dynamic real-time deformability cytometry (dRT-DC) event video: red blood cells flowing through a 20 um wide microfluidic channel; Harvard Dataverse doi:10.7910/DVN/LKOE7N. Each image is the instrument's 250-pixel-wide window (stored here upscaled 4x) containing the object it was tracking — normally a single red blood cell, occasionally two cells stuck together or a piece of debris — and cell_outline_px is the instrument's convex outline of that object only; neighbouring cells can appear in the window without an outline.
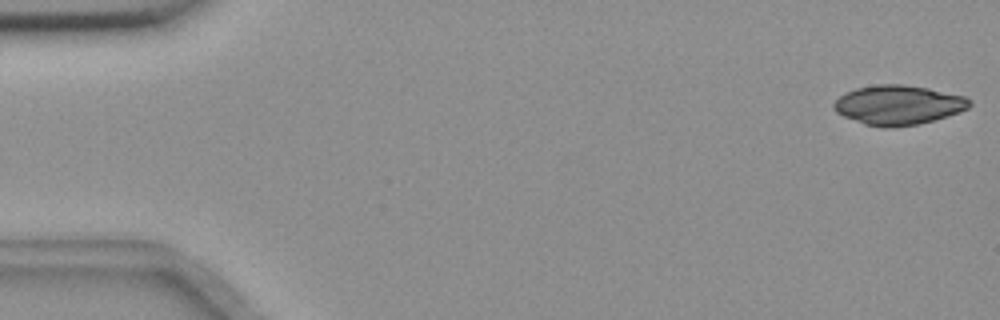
{"species": "common noctule bat (a hibernating species)", "species_latin": "Nyctalus noctula", "temperature_condition": "room temperature", "stored_images_in_passage": 55, "camera_frame_rate_fps": 3000, "um_per_image_px": 0.085, "animal": {"sex": "female", "body_mass_g": 18.4}, "frame": {"image": 1, "passage_image": 1, "time_ms": 0.0, "image_size_px": [1000, 320], "cell_outline_px": [[972, 104], [968, 108], [960, 112], [948, 116], [920, 124], [892, 128], [884, 128], [864, 124], [844, 116], [836, 112], [832, 108], [832, 104], [844, 92], [856, 88], [876, 84], [904, 84], [928, 88], [964, 96], [972, 100]], "centroid_in_image_um": [76.35, 8.93], "position_along_channel_um": 8.6, "area_um2": 31.56}}